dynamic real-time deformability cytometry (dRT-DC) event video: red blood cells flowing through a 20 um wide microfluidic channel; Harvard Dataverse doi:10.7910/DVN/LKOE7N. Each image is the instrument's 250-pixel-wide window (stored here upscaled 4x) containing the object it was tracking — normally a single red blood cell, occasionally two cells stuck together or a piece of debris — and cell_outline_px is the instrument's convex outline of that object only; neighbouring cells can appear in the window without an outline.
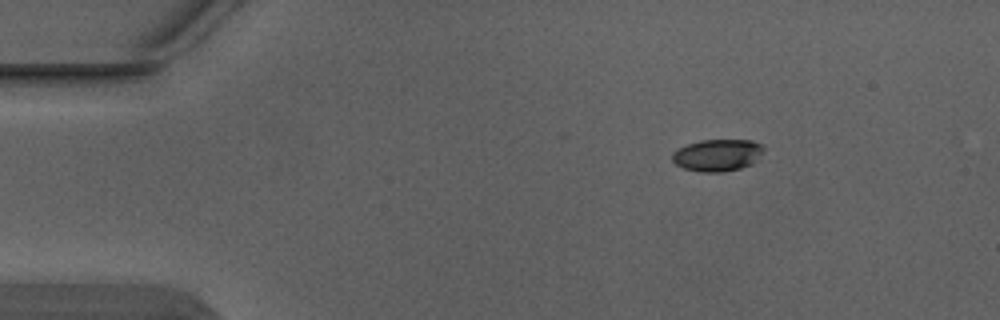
{"species": "Egyptian fruit bat (a non-hibernating species)", "species_latin": "Rousettus aegyptiacus", "temperature_condition": "warm", "stored_images_in_passage": 5, "segment_of_instrument_passage": [2, 2], "camera_frame_rate_fps": 3000, "um_per_image_px": 0.085, "animal": {"sex": "male"}, "frame": {"image": 1, "passage_image": 5, "time_ms": 1.333, "image_size_px": [1000, 320], "cell_outline_px": [[764, 152], [752, 164], [740, 168], [724, 172], [700, 172], [684, 168], [676, 164], [672, 160], [672, 152], [688, 144], [700, 140], [752, 140], [764, 144]], "centroid_in_image_um": [61.02, 13.18], "position_along_channel_um": 24.0, "area_um2": 17.17}}